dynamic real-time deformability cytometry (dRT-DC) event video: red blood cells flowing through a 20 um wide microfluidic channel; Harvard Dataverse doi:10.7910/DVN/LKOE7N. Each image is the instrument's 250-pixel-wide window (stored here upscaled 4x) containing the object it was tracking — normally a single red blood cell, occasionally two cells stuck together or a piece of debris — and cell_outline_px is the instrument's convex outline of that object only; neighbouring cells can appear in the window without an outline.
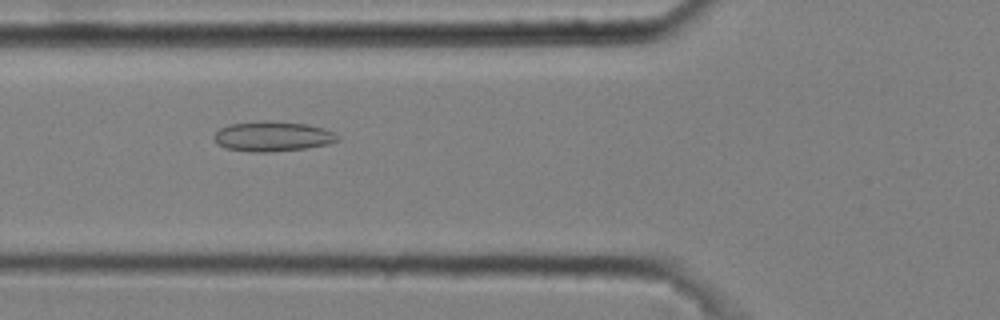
{"species": "common noctule bat (a hibernating species)", "species_latin": "Nyctalus noctula", "temperature_condition": "cold", "stored_images_in_passage": 7, "camera_frame_rate_fps": 3000, "um_per_image_px": 0.085, "animal": {"sex": "male", "body_mass_g": 20.4}, "frame": {"image": 1, "passage_image": 2, "time_ms": 0.333, "image_size_px": [1000, 320], "cell_outline_px": [[340, 140], [328, 144], [308, 148], [268, 152], [252, 152], [224, 148], [216, 144], [212, 136], [220, 128], [228, 124], [264, 120], [268, 120], [308, 124], [324, 128], [340, 136]], "centroid_in_image_um": [23.15, 11.59], "position_along_channel_um": 102.6, "area_um2": 21.96}}
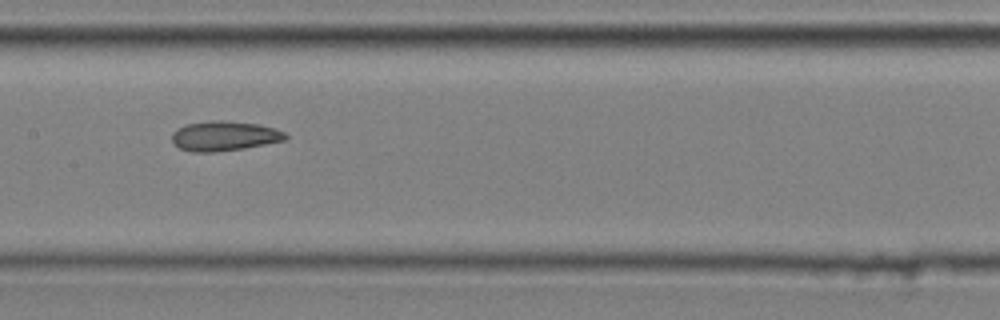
{"frame": {"image": 2, "passage_image": 4, "time_ms": 1.0, "image_size_px": [1000, 320], "cell_outline_px": [[288, 136], [284, 140], [244, 148], [216, 152], [192, 152], [180, 148], [172, 140], [172, 132], [188, 124], [212, 120], [220, 120], [260, 124], [276, 128], [284, 132]], "centroid_in_image_um": [19.09, 11.55], "position_along_channel_um": 188.3, "area_um2": 19.54}}
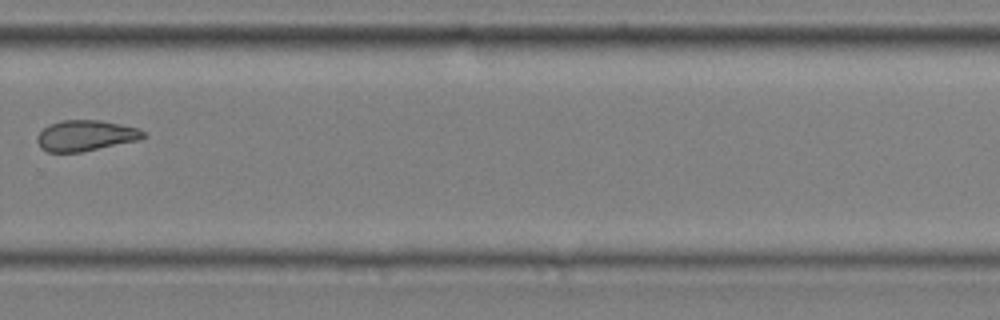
{"frame": {"image": 3, "passage_image": 7, "time_ms": 2.0, "image_size_px": [1000, 320], "cell_outline_px": [[148, 136], [140, 140], [80, 152], [48, 152], [40, 148], [36, 140], [36, 136], [44, 128], [52, 124], [64, 120], [100, 120], [120, 124], [136, 128], [144, 132]], "centroid_in_image_um": [7.28, 11.53], "position_along_channel_um": 322.5, "area_um2": 18.96}}